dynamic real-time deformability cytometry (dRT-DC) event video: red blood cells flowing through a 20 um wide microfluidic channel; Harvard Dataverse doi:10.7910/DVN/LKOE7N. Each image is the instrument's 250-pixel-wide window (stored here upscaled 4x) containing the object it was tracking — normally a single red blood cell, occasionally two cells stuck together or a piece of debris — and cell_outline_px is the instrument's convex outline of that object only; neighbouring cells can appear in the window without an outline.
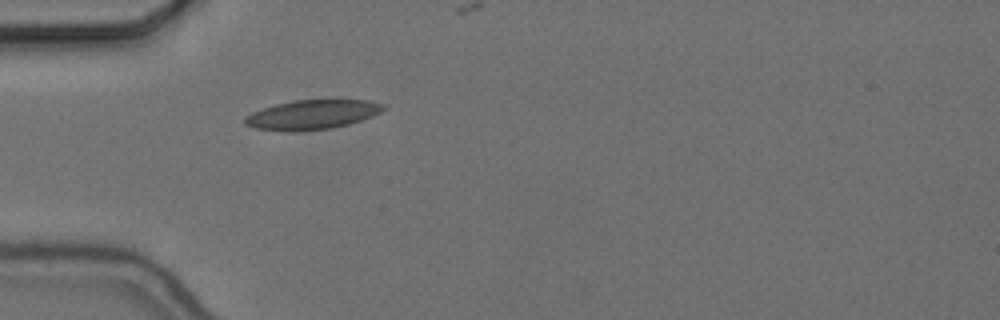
{"species": "common noctule bat (a hibernating species)", "species_latin": "Nyctalus noctula", "temperature_condition": "cold", "stored_images_in_passage": 32, "camera_frame_rate_fps": 3000, "um_per_image_px": 0.085, "animal": {"sex": "female", "body_mass_g": 24.6, "forearm_length_mm": 56.2}, "frame": {"image": 1, "passage_image": 1, "time_ms": 0.0, "image_size_px": [1000, 320], "cell_outline_px": [[388, 108], [372, 116], [348, 124], [332, 128], [300, 132], [284, 132], [256, 128], [244, 124], [244, 116], [252, 112], [276, 104], [296, 100], [368, 100], [384, 104]], "centroid_in_image_um": [26.52, 9.76], "position_along_channel_um": 58.5, "area_um2": 23.93}}
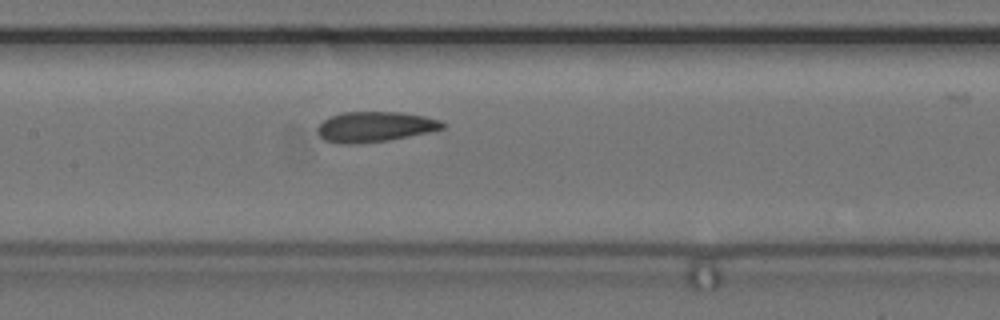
{"frame": {"image": 2, "passage_image": 11, "time_ms": 3.333, "image_size_px": [1000, 320], "cell_outline_px": [[444, 128], [428, 132], [388, 140], [352, 144], [340, 144], [324, 140], [316, 132], [316, 128], [328, 116], [344, 112], [404, 112], [424, 116], [440, 120], [444, 124]], "centroid_in_image_um": [31.82, 10.77], "position_along_channel_um": 175.6, "area_um2": 22.08}}
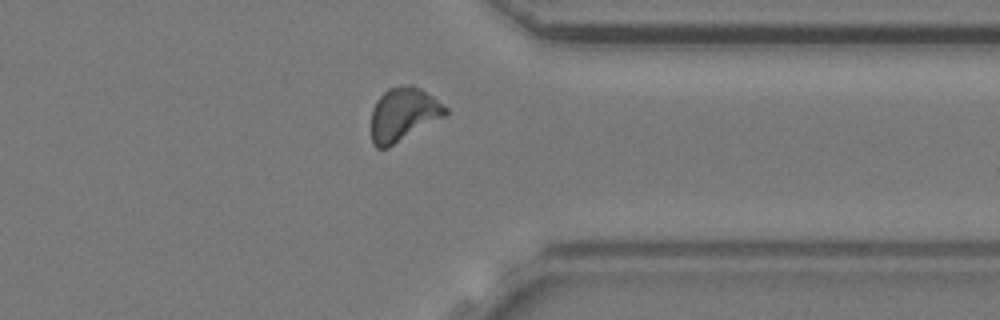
{"frame": {"image": 3, "passage_image": 28, "time_ms": 9.0, "image_size_px": [1000, 320], "cell_outline_px": [[448, 112], [444, 116], [388, 148], [376, 148], [372, 144], [372, 108], [376, 100], [388, 88], [400, 84], [412, 84], [420, 88], [432, 96], [448, 108]], "centroid_in_image_um": [34.26, 9.7], "position_along_channel_um": 377.1, "area_um2": 23.12}}